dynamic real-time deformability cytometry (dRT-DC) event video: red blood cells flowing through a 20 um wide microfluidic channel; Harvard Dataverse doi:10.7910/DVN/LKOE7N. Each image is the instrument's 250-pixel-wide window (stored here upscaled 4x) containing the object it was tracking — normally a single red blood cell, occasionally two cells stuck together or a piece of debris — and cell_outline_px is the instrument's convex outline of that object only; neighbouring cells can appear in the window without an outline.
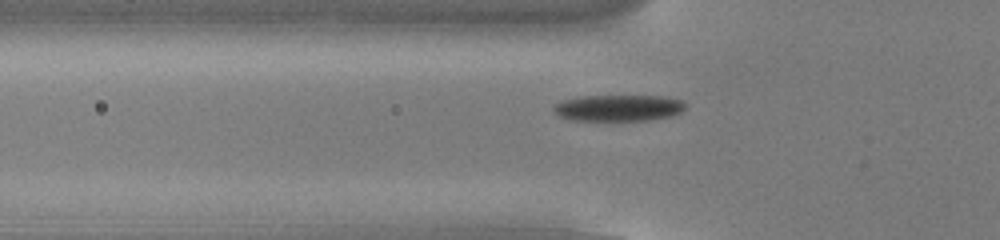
{"species": "common noctule bat (a hibernating species)", "species_latin": "Nyctalus noctula", "temperature_condition": "cold", "stored_images_in_passage": 52, "camera_frame_rate_fps": 3000, "um_per_image_px": 0.085, "animal": {"sex": "male", "body_mass_g": 13.0, "forearm_length_mm": 53.1}, "frame": {"image": 1, "passage_image": 16, "time_ms": 5.0, "image_size_px": [1000, 240], "cell_outline_px": [[688, 104], [680, 112], [672, 116], [648, 120], [572, 120], [560, 116], [552, 108], [556, 104], [564, 100], [580, 96], [664, 96], [680, 100]], "centroid_in_image_um": [52.6, 9.17], "position_along_channel_um": 73.2, "area_um2": 20.11}}
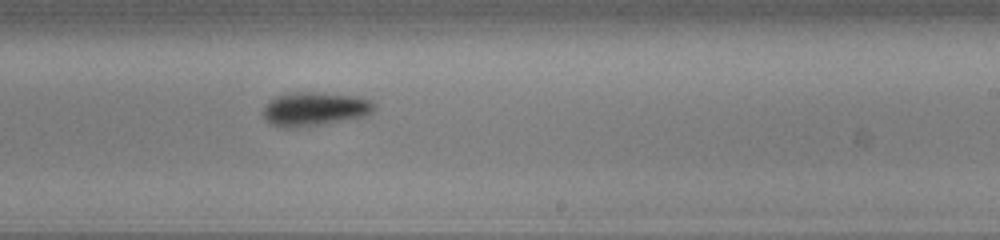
{"frame": {"image": 2, "passage_image": 31, "time_ms": 10.0, "image_size_px": [1000, 240], "cell_outline_px": [[376, 108], [372, 112], [364, 116], [320, 124], [288, 128], [272, 124], [264, 116], [264, 108], [268, 100], [276, 96], [292, 92], [316, 92], [356, 96], [372, 100], [376, 104]], "centroid_in_image_um": [26.77, 9.23], "position_along_channel_um": 262.2, "area_um2": 21.62}}
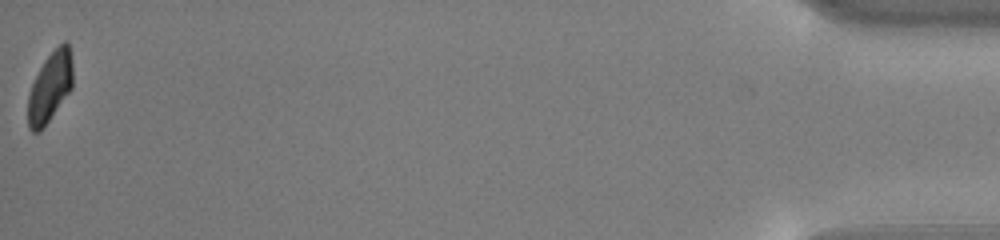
{"frame": {"image": 3, "passage_image": 52, "time_ms": 17.0, "image_size_px": [1000, 240], "cell_outline_px": [[72, 88], [40, 132], [32, 132], [28, 128], [28, 96], [32, 84], [44, 60], [64, 40], [68, 40], [72, 64]], "centroid_in_image_um": [4.25, 7.4], "position_along_channel_um": 431.0, "area_um2": 18.09}, "authors_computed_cell_mechanics": {"area_um2": 20.2011, "velocity_mm_per_s": 3.788, "shape_relaxation_time_tau1_ms": 1.8201, "shape_relaxation_time_tau2_ms": null, "deformation_change_tau1": 0.1235, "deformation_change_tau2": null}}